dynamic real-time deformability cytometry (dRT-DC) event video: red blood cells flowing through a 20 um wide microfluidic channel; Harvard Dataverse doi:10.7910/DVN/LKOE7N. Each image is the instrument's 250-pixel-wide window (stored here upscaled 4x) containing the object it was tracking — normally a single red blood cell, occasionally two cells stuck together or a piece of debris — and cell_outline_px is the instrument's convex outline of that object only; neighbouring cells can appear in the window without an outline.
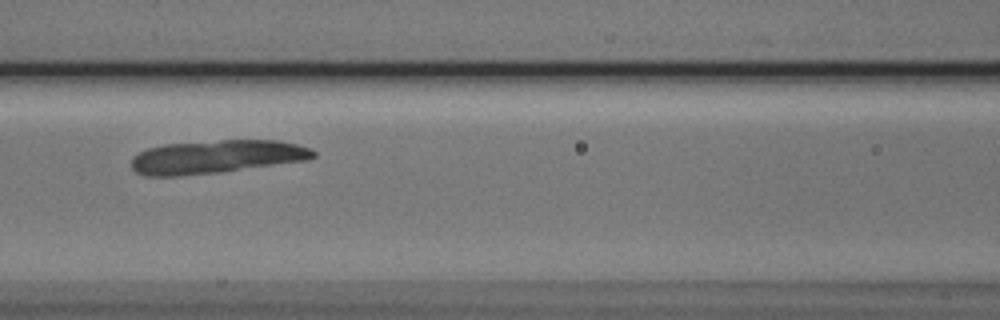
{"species": "Egyptian fruit bat (a non-hibernating species)", "species_latin": "Rousettus aegyptiacus", "temperature_condition": "cold", "stored_images_in_passage": 34, "camera_frame_rate_fps": 3000, "um_per_image_px": 0.085, "animal": {"sex": "male"}, "frame": {"image": 1, "passage_image": 7, "time_ms": 2.0, "image_size_px": [1000, 320], "cell_outline_px": [[316, 156], [308, 160], [216, 172], [180, 176], [144, 176], [136, 172], [132, 168], [132, 156], [148, 148], [164, 144], [220, 140], [276, 140], [296, 144], [312, 148], [316, 152]], "centroid_in_image_um": [18.38, 13.32], "position_along_channel_um": 148.2, "area_um2": 35.2}}
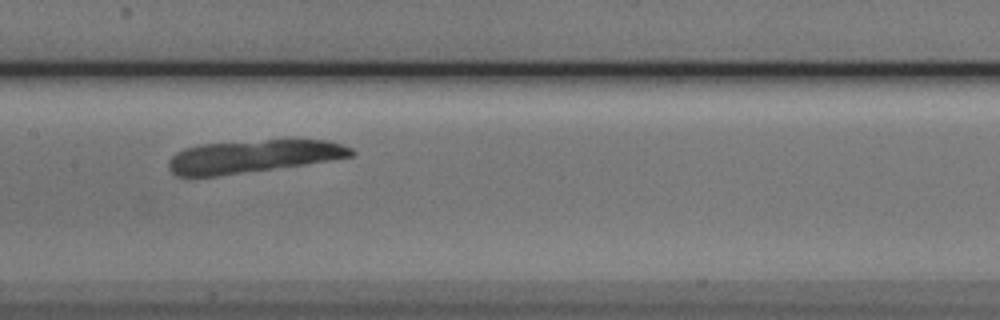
{"frame": {"image": 2, "passage_image": 10, "time_ms": 3.0, "image_size_px": [1000, 320], "cell_outline_px": [[356, 152], [352, 156], [304, 164], [216, 176], [176, 176], [168, 168], [168, 160], [176, 152], [184, 148], [200, 144], [268, 140], [328, 140], [352, 148]], "centroid_in_image_um": [21.46, 13.29], "position_along_channel_um": 185.9, "area_um2": 34.51}}